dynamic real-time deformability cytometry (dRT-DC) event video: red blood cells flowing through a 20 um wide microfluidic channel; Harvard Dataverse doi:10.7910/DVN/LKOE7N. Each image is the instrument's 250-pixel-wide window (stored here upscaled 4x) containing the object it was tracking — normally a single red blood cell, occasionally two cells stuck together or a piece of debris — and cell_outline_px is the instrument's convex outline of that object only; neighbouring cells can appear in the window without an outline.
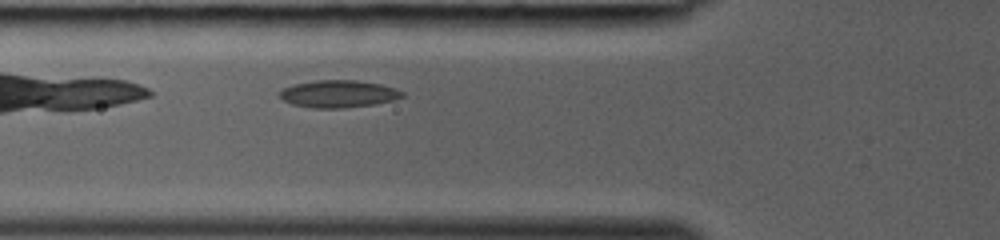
{"species": "common noctule bat (a hibernating species)", "species_latin": "Nyctalus noctula", "temperature_condition": "room temperature", "stored_images_in_passage": 24, "camera_frame_rate_fps": 3000, "um_per_image_px": 0.085, "animal": {"sex": "female", "body_mass_g": 19.0, "forearm_length_mm": 53.3}, "frame": {"image": 1, "passage_image": 3, "time_ms": 0.667, "image_size_px": [1000, 240], "cell_outline_px": [[404, 96], [396, 100], [376, 104], [344, 108], [308, 108], [292, 104], [284, 100], [280, 96], [280, 92], [284, 88], [292, 84], [316, 80], [356, 80], [380, 84], [404, 92]], "centroid_in_image_um": [28.77, 7.98], "position_along_channel_um": 97.0, "area_um2": 19.59}}
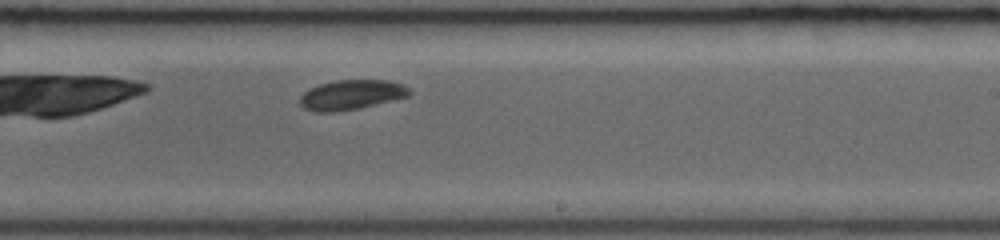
{"frame": {"image": 2, "passage_image": 13, "time_ms": 4.0, "image_size_px": [1000, 240], "cell_outline_px": [[412, 92], [408, 96], [360, 108], [332, 112], [316, 112], [304, 108], [300, 104], [300, 96], [304, 92], [320, 84], [336, 80], [388, 80], [404, 84]], "centroid_in_image_um": [29.88, 8.05], "position_along_channel_um": 259.1, "area_um2": 18.9}}
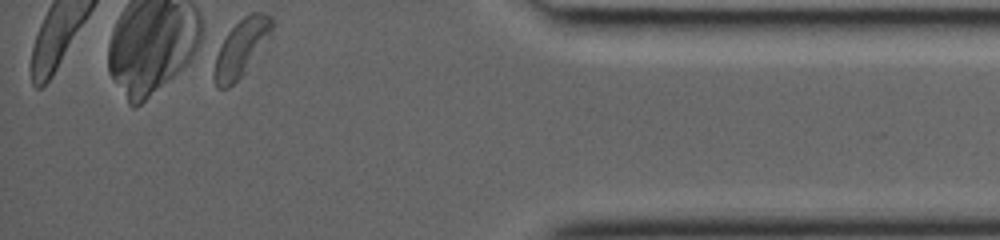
{"frame": {"image": 3, "passage_image": 24, "time_ms": 7.667, "image_size_px": [1000, 240], "cell_outline_px": [[272, 36], [244, 72], [228, 88], [216, 88], [212, 76], [216, 56], [228, 32], [244, 16], [252, 12], [260, 12], [272, 16]], "centroid_in_image_um": [20.52, 4.07], "position_along_channel_um": 414.7, "area_um2": 18.96}}